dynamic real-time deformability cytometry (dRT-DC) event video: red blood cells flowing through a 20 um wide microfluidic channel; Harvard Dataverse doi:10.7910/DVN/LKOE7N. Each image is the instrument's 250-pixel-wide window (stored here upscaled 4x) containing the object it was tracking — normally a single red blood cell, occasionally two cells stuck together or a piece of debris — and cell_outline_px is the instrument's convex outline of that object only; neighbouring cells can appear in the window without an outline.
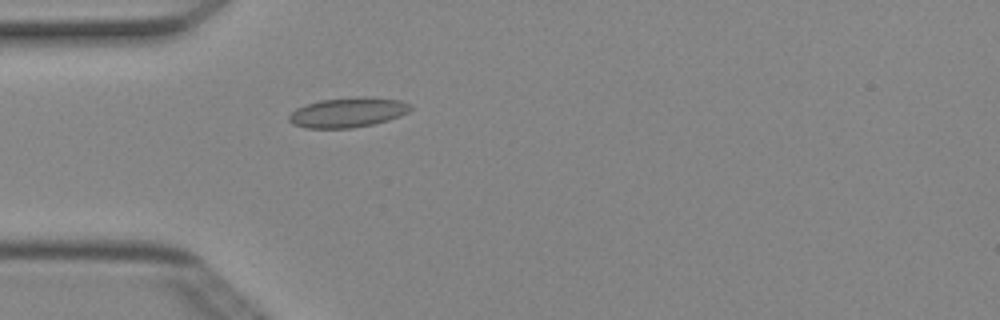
{"species": "Egyptian fruit bat (a non-hibernating species)", "species_latin": "Rousettus aegyptiacus", "temperature_condition": "cold", "stored_images_in_passage": 1, "camera_frame_rate_fps": 3000, "um_per_image_px": 0.085, "animal": {"sex": "female"}, "frame": {"image": 1, "passage_image": 1, "time_ms": 0.0, "image_size_px": [1000, 320], "cell_outline_px": [[412, 108], [408, 112], [400, 116], [388, 120], [372, 124], [352, 128], [304, 128], [292, 124], [288, 120], [288, 116], [296, 108], [304, 104], [320, 100], [360, 96], [368, 96], [400, 100], [412, 104]], "centroid_in_image_um": [29.56, 9.54], "position_along_channel_um": 55.4, "area_um2": 21.39}}